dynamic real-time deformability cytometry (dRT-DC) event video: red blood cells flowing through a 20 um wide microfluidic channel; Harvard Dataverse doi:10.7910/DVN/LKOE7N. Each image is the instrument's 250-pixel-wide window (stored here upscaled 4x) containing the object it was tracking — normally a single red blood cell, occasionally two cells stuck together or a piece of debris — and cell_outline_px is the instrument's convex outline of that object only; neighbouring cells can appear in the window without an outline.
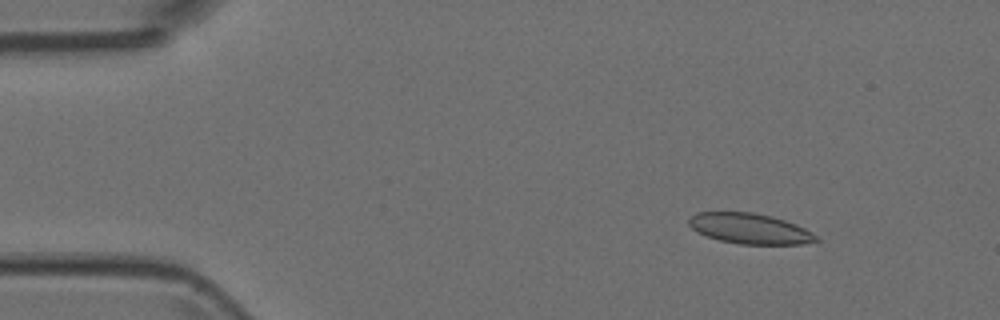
{"species": "Egyptian fruit bat (a non-hibernating species)", "species_latin": "Rousettus aegyptiacus", "temperature_condition": "room temperature", "stored_images_in_passage": 6, "camera_frame_rate_fps": 3000, "um_per_image_px": 0.085, "animal": {"sex": "female"}, "frame": {"image": 1, "passage_image": 2, "time_ms": 0.333, "image_size_px": [1000, 320], "cell_outline_px": [[820, 240], [800, 244], [740, 244], [720, 240], [704, 236], [696, 232], [688, 224], [688, 220], [696, 212], [752, 212], [772, 216], [796, 224], [812, 232]], "centroid_in_image_um": [63.7, 19.43], "position_along_channel_um": 21.3, "area_um2": 22.6}}
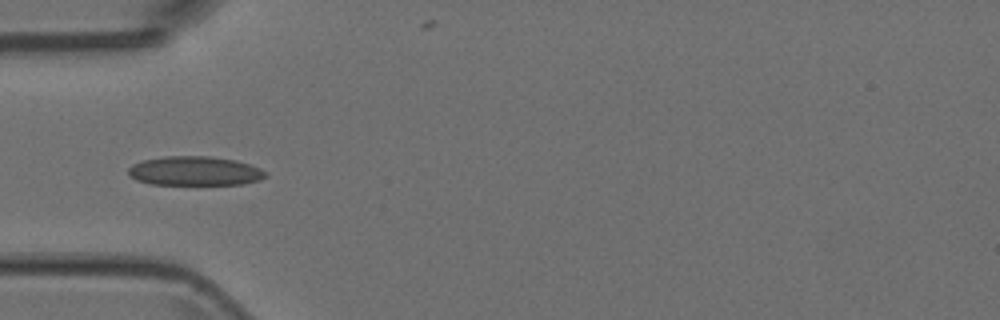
{"frame": {"image": 2, "passage_image": 5, "time_ms": 1.333, "image_size_px": [1000, 320], "cell_outline_px": [[268, 176], [260, 180], [240, 184], [152, 184], [136, 180], [128, 172], [128, 168], [132, 164], [144, 160], [164, 156], [212, 156], [236, 160], [260, 168], [268, 172]], "centroid_in_image_um": [16.59, 14.52], "position_along_channel_um": 68.4, "area_um2": 23.35}}